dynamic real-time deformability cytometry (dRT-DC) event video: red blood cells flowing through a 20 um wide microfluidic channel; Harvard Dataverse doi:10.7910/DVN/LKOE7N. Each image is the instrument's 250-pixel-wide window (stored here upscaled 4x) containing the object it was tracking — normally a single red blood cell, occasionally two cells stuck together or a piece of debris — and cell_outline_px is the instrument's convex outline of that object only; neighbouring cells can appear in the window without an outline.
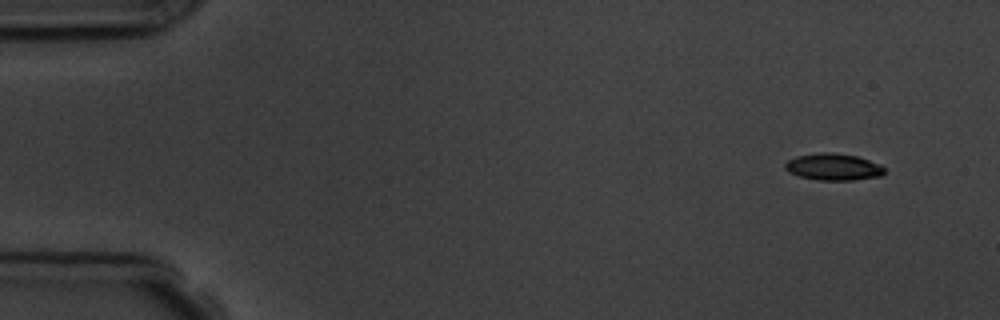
{"species": "common noctule bat (a hibernating species)", "species_latin": "Nyctalus noctula", "temperature_condition": "room temperature", "stored_images_in_passage": 6, "camera_frame_rate_fps": 3000, "um_per_image_px": 0.085, "animal": {"sex": "male", "body_mass_g": 19.5, "forearm_length_mm": 54.6}, "frame": {"image": 1, "passage_image": 1, "time_ms": 0.0, "image_size_px": [1000, 320], "cell_outline_px": [[884, 172], [880, 176], [852, 180], [820, 180], [800, 176], [788, 172], [784, 168], [784, 164], [788, 160], [796, 156], [820, 152], [832, 152], [856, 156], [880, 164], [884, 168]], "centroid_in_image_um": [70.8, 14.18], "position_along_channel_um": 14.2, "area_um2": 15.43}}
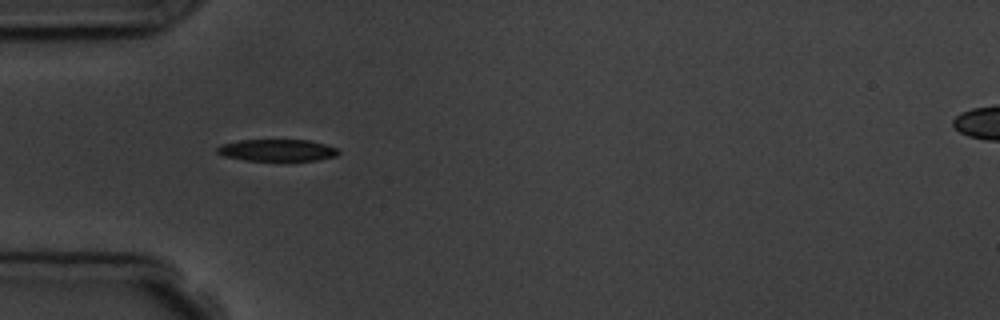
{"frame": {"image": 2, "passage_image": 5, "time_ms": 4.333, "image_size_px": [1000, 320], "cell_outline_px": [[340, 152], [336, 156], [316, 160], [244, 160], [224, 156], [216, 152], [216, 148], [220, 144], [240, 140], [308, 140], [324, 144], [336, 148]], "centroid_in_image_um": [23.52, 12.76], "position_along_channel_um": 61.5, "area_um2": 15.32}}